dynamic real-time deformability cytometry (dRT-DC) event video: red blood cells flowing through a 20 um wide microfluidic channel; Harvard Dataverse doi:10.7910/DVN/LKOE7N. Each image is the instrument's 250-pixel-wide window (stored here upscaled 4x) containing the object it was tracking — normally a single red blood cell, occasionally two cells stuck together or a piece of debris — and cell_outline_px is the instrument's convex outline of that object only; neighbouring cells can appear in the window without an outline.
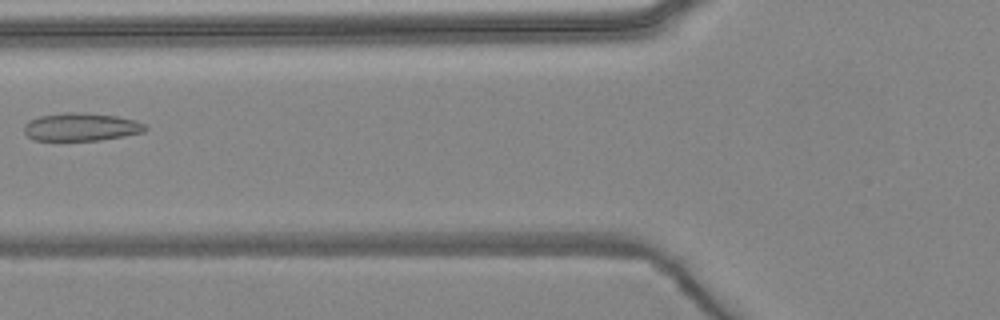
{"species": "common noctule bat (a hibernating species)", "species_latin": "Nyctalus noctula", "temperature_condition": "warm", "stored_images_in_passage": 5, "camera_frame_rate_fps": 3000, "um_per_image_px": 0.085, "animal": {"sex": "female", "body_mass_g": 24.6, "forearm_length_mm": 56.2}, "frame": {"image": 1, "passage_image": 5, "time_ms": 5.667, "image_size_px": [1000, 320], "cell_outline_px": [[148, 128], [144, 132], [124, 136], [100, 140], [32, 140], [24, 132], [24, 124], [28, 120], [40, 116], [64, 112], [80, 112], [116, 116], [136, 120], [144, 124]], "centroid_in_image_um": [6.88, 10.79], "position_along_channel_um": 118.9, "area_um2": 19.83}}